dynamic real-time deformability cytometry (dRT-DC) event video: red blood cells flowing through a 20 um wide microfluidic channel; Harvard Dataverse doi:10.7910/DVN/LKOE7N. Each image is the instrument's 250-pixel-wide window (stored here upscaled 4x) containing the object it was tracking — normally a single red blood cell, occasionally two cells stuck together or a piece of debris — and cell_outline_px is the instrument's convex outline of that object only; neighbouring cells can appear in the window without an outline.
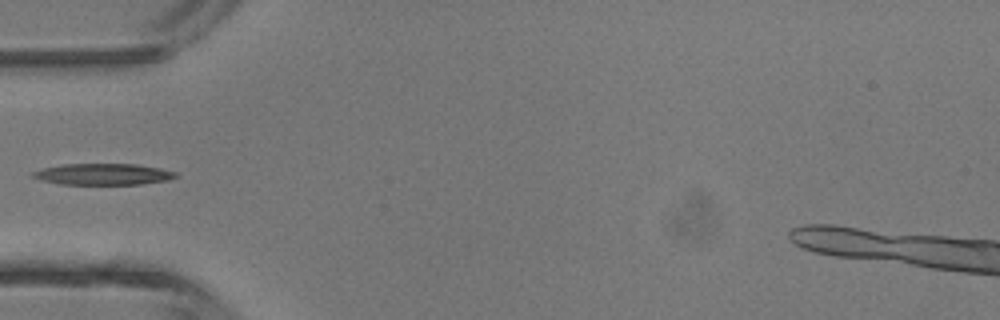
{"species": "common noctule bat (a hibernating species)", "species_latin": "Nyctalus noctula", "temperature_condition": "room temperature", "stored_images_in_passage": 4, "segment_of_instrument_passage": [2, 2], "camera_frame_rate_fps": 3000, "um_per_image_px": 0.085, "animal": {"sex": "male", "body_mass_g": 13.3}, "frame": {"image": 1, "passage_image": 4, "time_ms": 1.0, "image_size_px": [1000, 320], "cell_outline_px": [[176, 176], [168, 180], [140, 184], [60, 184], [44, 180], [32, 176], [32, 172], [40, 168], [64, 164], [136, 164], [160, 168], [176, 172]], "centroid_in_image_um": [8.76, 14.8], "position_along_channel_um": 76.2, "area_um2": 17.57}}